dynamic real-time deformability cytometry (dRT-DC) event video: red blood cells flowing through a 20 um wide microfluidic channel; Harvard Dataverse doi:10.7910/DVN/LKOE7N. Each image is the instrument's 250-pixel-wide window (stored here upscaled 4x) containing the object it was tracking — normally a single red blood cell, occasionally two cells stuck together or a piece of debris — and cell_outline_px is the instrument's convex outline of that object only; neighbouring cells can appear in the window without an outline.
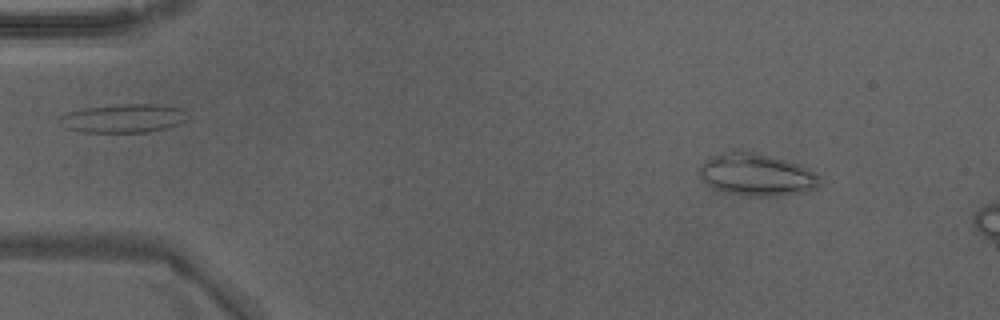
{"species": "Egyptian fruit bat (a non-hibernating species)", "species_latin": "Rousettus aegyptiacus", "temperature_condition": "warm", "stored_images_in_passage": 15, "camera_frame_rate_fps": 3000, "um_per_image_px": 0.085, "animal": {"sex": "male"}, "frame": {"image": 1, "passage_image": 5, "time_ms": 1.333, "image_size_px": [1000, 320], "cell_outline_px": [[820, 184], [808, 188], [776, 196], [748, 196], [724, 192], [712, 188], [700, 176], [700, 168], [712, 156], [724, 152], [740, 148], [784, 160], [796, 164], [820, 176]], "centroid_in_image_um": [64.22, 14.82], "position_along_channel_um": 20.8, "area_um2": 28.84}}